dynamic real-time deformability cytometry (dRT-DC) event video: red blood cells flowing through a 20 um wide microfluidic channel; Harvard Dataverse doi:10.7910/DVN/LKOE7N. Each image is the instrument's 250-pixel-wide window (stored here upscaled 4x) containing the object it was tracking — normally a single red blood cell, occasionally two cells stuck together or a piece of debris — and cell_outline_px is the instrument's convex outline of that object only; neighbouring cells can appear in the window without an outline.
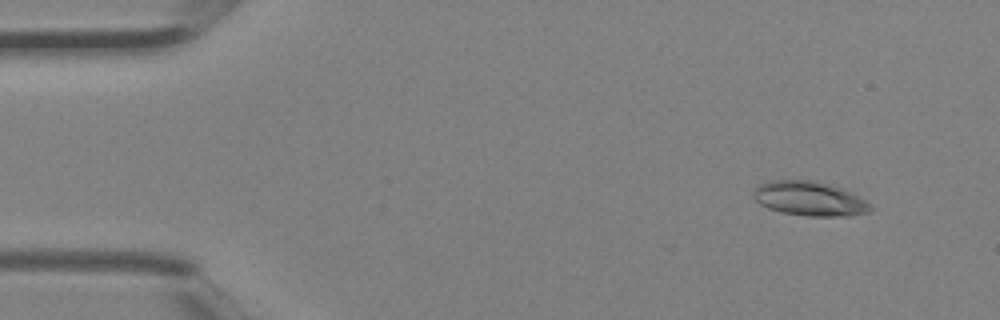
{"species": "Egyptian fruit bat (a non-hibernating species)", "species_latin": "Rousettus aegyptiacus", "temperature_condition": "room temperature", "stored_images_in_passage": 3, "camera_frame_rate_fps": 3000, "um_per_image_px": 0.085, "animal": {"sex": "female"}, "frame": {"image": 1, "passage_image": 2, "time_ms": 0.333, "image_size_px": [1000, 320], "cell_outline_px": [[872, 208], [868, 212], [848, 216], [808, 216], [780, 212], [768, 208], [760, 204], [752, 196], [752, 192], [760, 184], [768, 180], [816, 180], [844, 188], [872, 204]], "centroid_in_image_um": [68.81, 16.87], "position_along_channel_um": 16.2, "area_um2": 23.7}}